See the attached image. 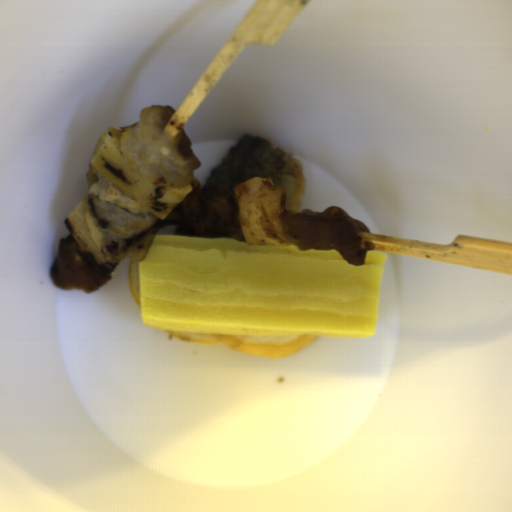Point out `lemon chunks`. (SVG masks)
<instances>
[{"mask_svg":"<svg viewBox=\"0 0 512 512\" xmlns=\"http://www.w3.org/2000/svg\"><path fill=\"white\" fill-rule=\"evenodd\" d=\"M162 329V328H161ZM174 338L207 345H225L242 353L269 358L297 354L316 341L318 335H282L162 329Z\"/></svg>","mask_w":512,"mask_h":512,"instance_id":"1","label":"lemon chunks"},{"mask_svg":"<svg viewBox=\"0 0 512 512\" xmlns=\"http://www.w3.org/2000/svg\"><path fill=\"white\" fill-rule=\"evenodd\" d=\"M127 287L132 300L141 310L139 262L131 259L128 267Z\"/></svg>","mask_w":512,"mask_h":512,"instance_id":"2","label":"lemon chunks"}]
</instances>
